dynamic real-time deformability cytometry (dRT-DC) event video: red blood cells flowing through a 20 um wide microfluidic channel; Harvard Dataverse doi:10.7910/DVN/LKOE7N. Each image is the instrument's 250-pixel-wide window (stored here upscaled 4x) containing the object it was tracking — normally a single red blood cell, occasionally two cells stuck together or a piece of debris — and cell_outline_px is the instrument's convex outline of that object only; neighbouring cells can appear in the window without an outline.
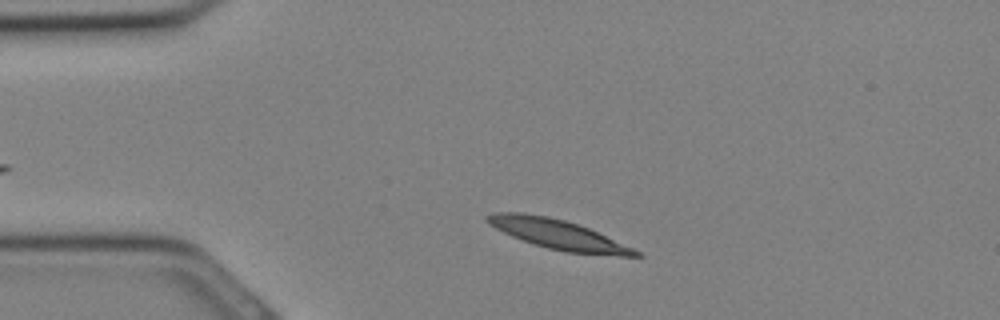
{"species": "Egyptian fruit bat (a non-hibernating species)", "species_latin": "Rousettus aegyptiacus", "temperature_condition": "cold", "stored_images_in_passage": 24, "camera_frame_rate_fps": 3000, "um_per_image_px": 0.085, "animal": {"sex": "female"}, "frame": {"image": 1, "passage_image": 3, "time_ms": 0.667, "image_size_px": [1000, 320], "cell_outline_px": [[644, 256], [620, 256], [564, 252], [548, 248], [512, 236], [488, 224], [484, 220], [484, 216], [496, 212], [524, 212], [548, 216], [564, 220], [588, 228], [632, 248], [640, 252]], "centroid_in_image_um": [47.39, 19.91], "position_along_channel_um": 37.6, "area_um2": 25.26}}
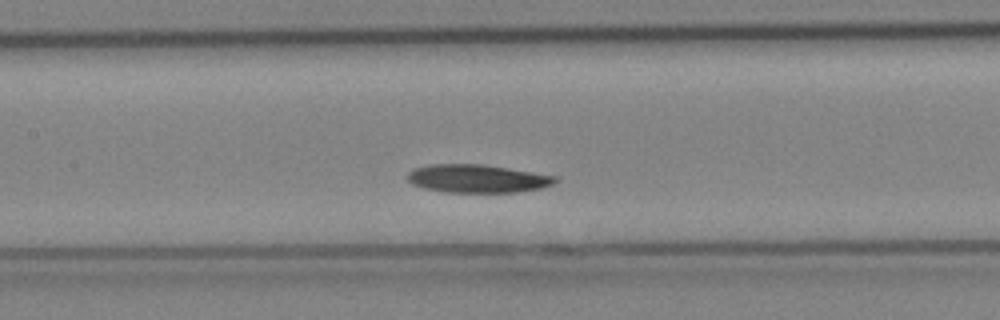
{"frame": {"image": 2, "passage_image": 11, "time_ms": 3.333, "image_size_px": [1000, 320], "cell_outline_px": [[556, 184], [540, 188], [516, 192], [444, 192], [424, 188], [412, 184], [408, 180], [408, 172], [412, 168], [432, 164], [484, 164], [556, 176]], "centroid_in_image_um": [40.55, 15.18], "position_along_channel_um": 166.8, "area_um2": 24.22}}
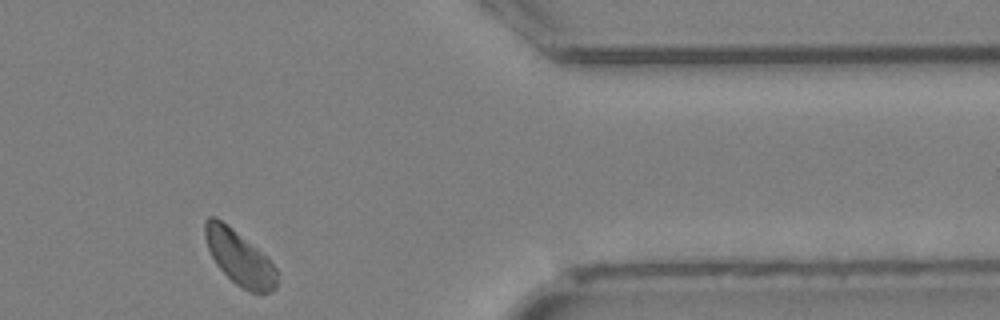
{"frame": {"image": 3, "passage_image": 23, "time_ms": 7.333, "image_size_px": [1000, 320], "cell_outline_px": [[276, 288], [272, 292], [252, 292], [240, 288], [216, 264], [208, 248], [204, 236], [204, 220], [208, 216], [216, 216], [228, 224], [268, 256], [276, 268]], "centroid_in_image_um": [20.34, 21.87], "position_along_channel_um": 391.1, "area_um2": 23.0}}